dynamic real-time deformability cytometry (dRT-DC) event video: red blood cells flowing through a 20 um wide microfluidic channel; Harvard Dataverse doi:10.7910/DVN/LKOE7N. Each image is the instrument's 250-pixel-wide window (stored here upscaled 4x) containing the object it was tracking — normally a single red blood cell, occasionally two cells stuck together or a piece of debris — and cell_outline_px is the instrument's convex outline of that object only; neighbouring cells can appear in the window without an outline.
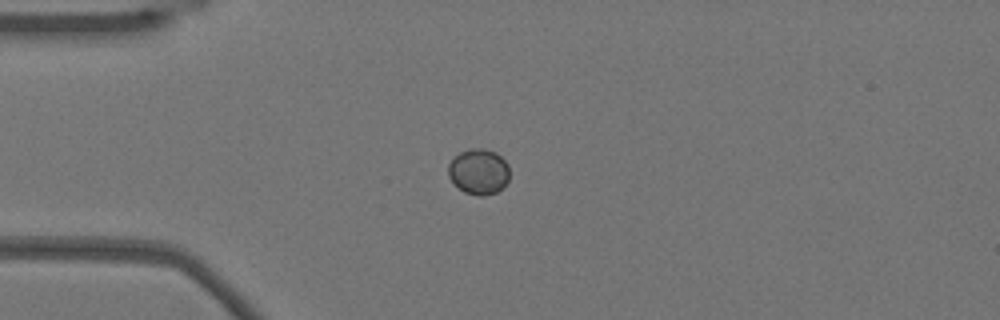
{"species": "Egyptian fruit bat (a non-hibernating species)", "species_latin": "Rousettus aegyptiacus", "temperature_condition": "warm", "stored_images_in_passage": 40, "camera_frame_rate_fps": 3000, "um_per_image_px": 0.085, "animal": {"sex": "female"}, "frame": {"image": 1, "passage_image": 1, "time_ms": 0.0, "image_size_px": [1000, 320], "cell_outline_px": [[508, 180], [496, 192], [484, 196], [476, 196], [464, 192], [448, 176], [448, 164], [460, 152], [468, 148], [484, 148], [496, 152], [508, 164]], "centroid_in_image_um": [40.68, 14.57], "position_along_channel_um": 44.3, "area_um2": 16.18}}
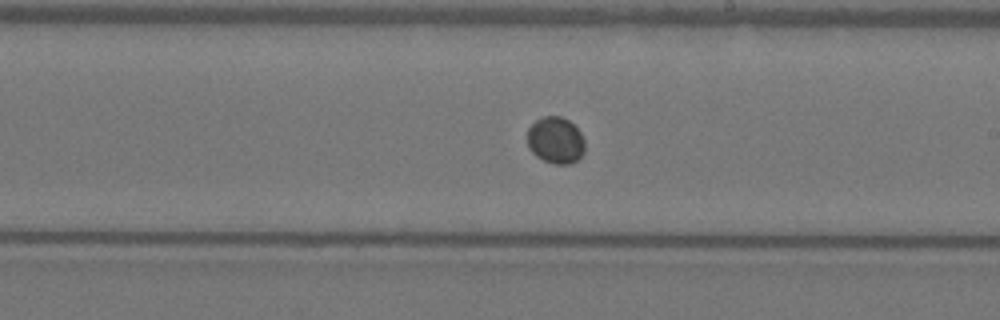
{"frame": {"image": 2, "passage_image": 18, "time_ms": 5.667, "image_size_px": [1000, 320], "cell_outline_px": [[584, 152], [576, 160], [568, 164], [556, 164], [544, 160], [536, 156], [528, 148], [528, 128], [536, 120], [544, 116], [560, 116], [568, 120], [580, 132], [584, 140]], "centroid_in_image_um": [47.21, 11.92], "position_along_channel_um": 241.8, "area_um2": 15.49}}
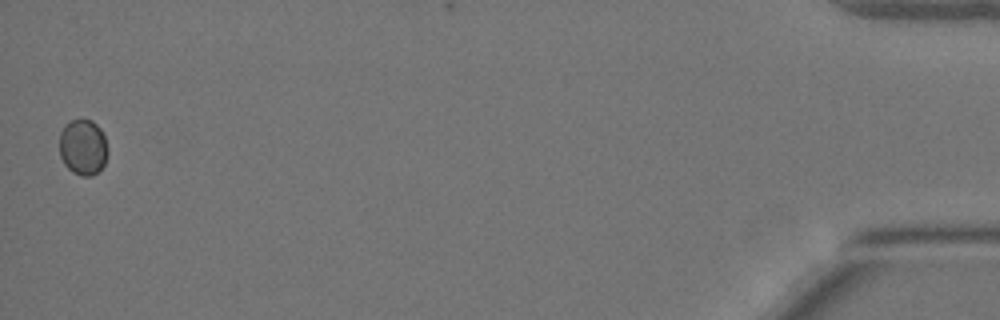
{"frame": {"image": 3, "passage_image": 40, "time_ms": 13.0, "image_size_px": [1000, 320], "cell_outline_px": [[108, 152], [104, 164], [92, 176], [80, 176], [72, 172], [64, 164], [60, 156], [60, 132], [64, 124], [72, 120], [92, 120], [100, 128], [104, 136], [108, 148]], "centroid_in_image_um": [7.05, 12.51], "position_along_channel_um": 428.2, "area_um2": 15.78}}